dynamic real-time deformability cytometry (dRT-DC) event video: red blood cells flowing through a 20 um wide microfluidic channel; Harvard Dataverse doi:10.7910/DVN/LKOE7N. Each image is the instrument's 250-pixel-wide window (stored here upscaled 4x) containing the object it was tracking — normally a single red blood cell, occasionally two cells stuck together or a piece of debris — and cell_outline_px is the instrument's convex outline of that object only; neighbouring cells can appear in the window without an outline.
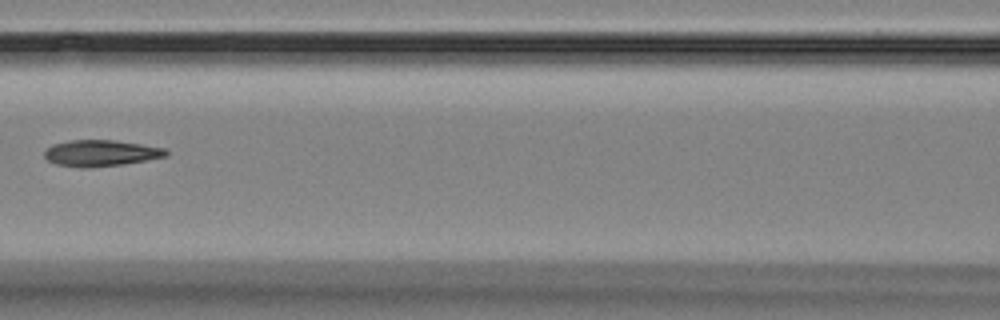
{"species": "Egyptian fruit bat (a non-hibernating species)", "species_latin": "Rousettus aegyptiacus", "temperature_condition": "room temperature", "stored_images_in_passage": 11, "camera_frame_rate_fps": 3000, "um_per_image_px": 0.085, "animal": {"sex": "female"}, "frame": {"image": 1, "passage_image": 8, "time_ms": 8.0, "image_size_px": [1000, 320], "cell_outline_px": [[168, 156], [124, 164], [88, 168], [80, 168], [56, 164], [48, 160], [44, 156], [44, 152], [52, 144], [72, 140], [112, 140], [140, 144], [164, 148], [168, 152]], "centroid_in_image_um": [8.56, 13.02], "position_along_channel_um": 158.0, "area_um2": 18.55}}
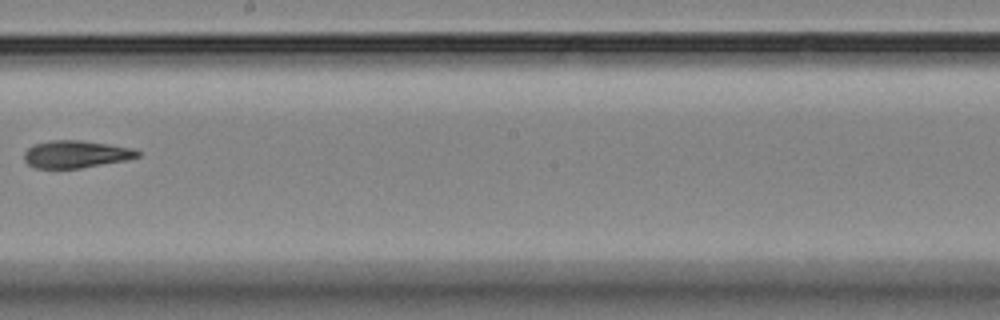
{"frame": {"image": 2, "passage_image": 10, "time_ms": 10.333, "image_size_px": [1000, 320], "cell_outline_px": [[140, 156], [124, 160], [80, 168], [36, 168], [28, 164], [24, 160], [24, 152], [28, 148], [36, 144], [52, 140], [80, 140], [108, 144], [132, 148], [140, 152]], "centroid_in_image_um": [6.43, 13.1], "position_along_channel_um": 241.8, "area_um2": 17.86}}
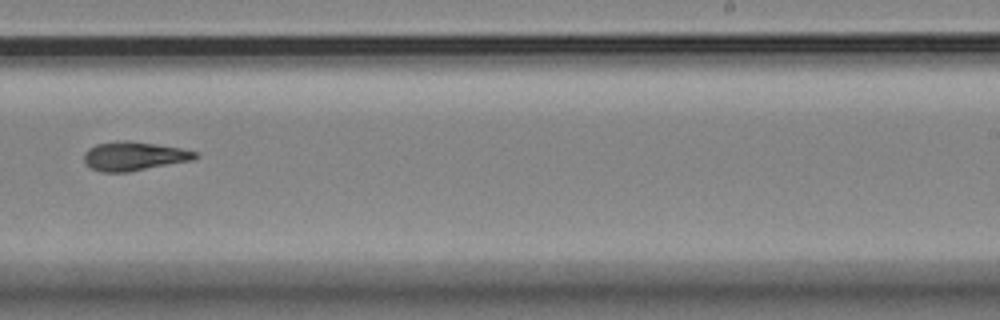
{"frame": {"image": 3, "passage_image": 11, "time_ms": 11.333, "image_size_px": [1000, 320], "cell_outline_px": [[200, 156], [196, 160], [128, 172], [100, 172], [84, 164], [84, 152], [88, 148], [96, 144], [120, 140], [128, 140], [156, 144], [180, 148], [196, 152]], "centroid_in_image_um": [11.4, 13.27], "position_along_channel_um": 277.6, "area_um2": 19.02}}